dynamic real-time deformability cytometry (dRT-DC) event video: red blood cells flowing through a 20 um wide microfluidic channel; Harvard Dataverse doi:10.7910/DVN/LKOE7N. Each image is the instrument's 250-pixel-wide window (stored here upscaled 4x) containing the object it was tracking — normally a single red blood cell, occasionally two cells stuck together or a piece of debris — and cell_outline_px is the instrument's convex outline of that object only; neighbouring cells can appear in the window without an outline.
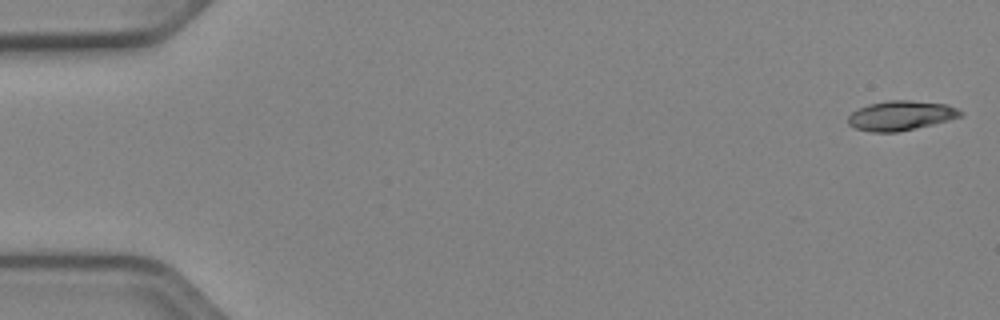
{"species": "Egyptian fruit bat (a non-hibernating species)", "species_latin": "Rousettus aegyptiacus", "temperature_condition": "cold", "stored_images_in_passage": 52, "camera_frame_rate_fps": 3000, "um_per_image_px": 0.085, "animal": {"sex": "female"}, "frame": {"image": 1, "passage_image": 1, "time_ms": 0.0, "image_size_px": [1000, 320], "cell_outline_px": [[964, 112], [960, 116], [948, 120], [932, 124], [896, 132], [872, 132], [856, 128], [848, 124], [848, 116], [856, 108], [868, 104], [888, 100], [908, 100], [948, 104]], "centroid_in_image_um": [76.54, 9.81], "position_along_channel_um": 8.5, "area_um2": 19.31}}
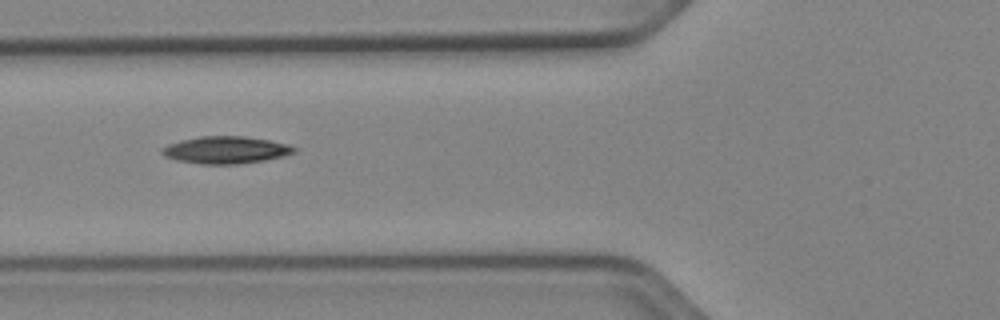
{"frame": {"image": 2, "passage_image": 20, "time_ms": 6.333, "image_size_px": [1000, 320], "cell_outline_px": [[296, 152], [284, 156], [264, 160], [236, 164], [200, 164], [176, 160], [164, 156], [160, 152], [160, 148], [168, 144], [180, 140], [200, 136], [244, 136], [268, 140], [288, 144], [296, 148]], "centroid_in_image_um": [19.15, 12.74], "position_along_channel_um": 106.6, "area_um2": 21.04}}
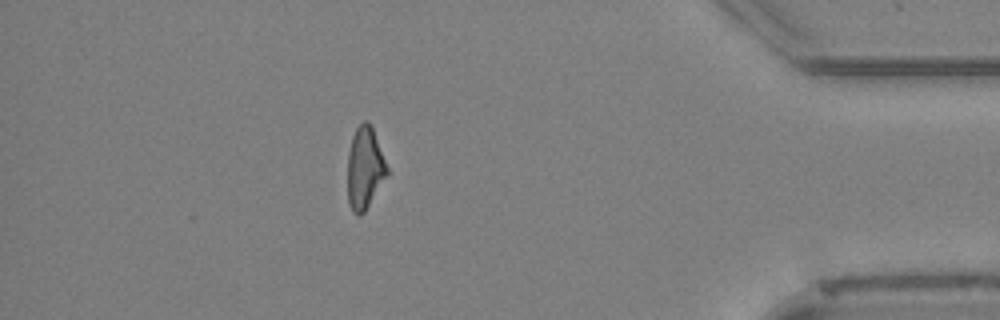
{"frame": {"image": 3, "passage_image": 46, "time_ms": 15.0, "image_size_px": [1000, 320], "cell_outline_px": [[388, 172], [364, 212], [360, 216], [356, 216], [352, 212], [348, 204], [348, 152], [352, 136], [356, 128], [364, 120], [368, 120], [372, 128], [388, 168]], "centroid_in_image_um": [30.97, 14.3], "position_along_channel_um": 404.2, "area_um2": 18.61}, "authors_computed_cell_mechanics": {"area_um2": 19.652, "velocity_mm_per_s": 3.9091, "shape_relaxation_time_tau1_ms": 8.5847, "shape_relaxation_time_tau2_ms": null, "deformation_change_tau1": 0.1882, "deformation_change_tau2": null}}